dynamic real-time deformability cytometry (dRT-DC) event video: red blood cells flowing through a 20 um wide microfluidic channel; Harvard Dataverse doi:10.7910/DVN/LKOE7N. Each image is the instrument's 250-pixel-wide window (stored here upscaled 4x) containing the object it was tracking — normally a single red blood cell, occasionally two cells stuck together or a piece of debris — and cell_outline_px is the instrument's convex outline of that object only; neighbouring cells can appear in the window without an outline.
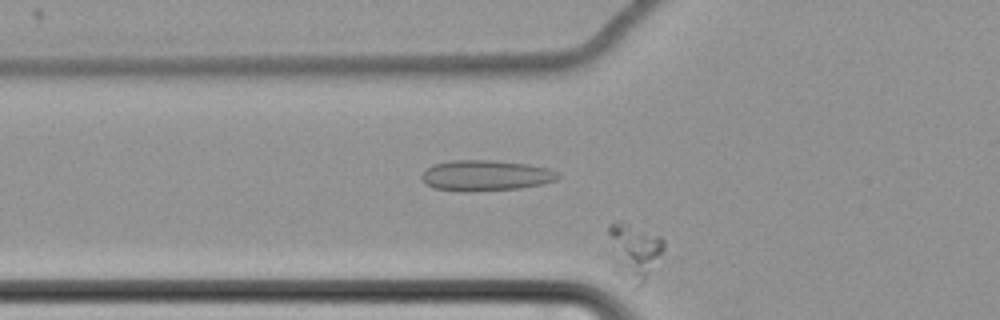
{"species": "common noctule bat (a hibernating species)", "species_latin": "Nyctalus noctula", "temperature_condition": "cold", "stored_images_in_passage": 25, "camera_frame_rate_fps": 3000, "um_per_image_px": 0.085, "animal": {"sex": "female", "body_mass_g": 22.7, "forearm_length_mm": 54.2}, "frame": {"image": 1, "passage_image": 25, "time_ms": 8.0, "image_size_px": [1000, 320], "cell_outline_px": [[664, 248], [644, 280], [636, 288], [612, 272], [608, 232], [608, 224], [616, 224], [660, 236], [664, 240]], "centroid_in_image_um": [53.82, 21.49], "position_along_channel_um": 72.0, "area_um2": 17.46}}